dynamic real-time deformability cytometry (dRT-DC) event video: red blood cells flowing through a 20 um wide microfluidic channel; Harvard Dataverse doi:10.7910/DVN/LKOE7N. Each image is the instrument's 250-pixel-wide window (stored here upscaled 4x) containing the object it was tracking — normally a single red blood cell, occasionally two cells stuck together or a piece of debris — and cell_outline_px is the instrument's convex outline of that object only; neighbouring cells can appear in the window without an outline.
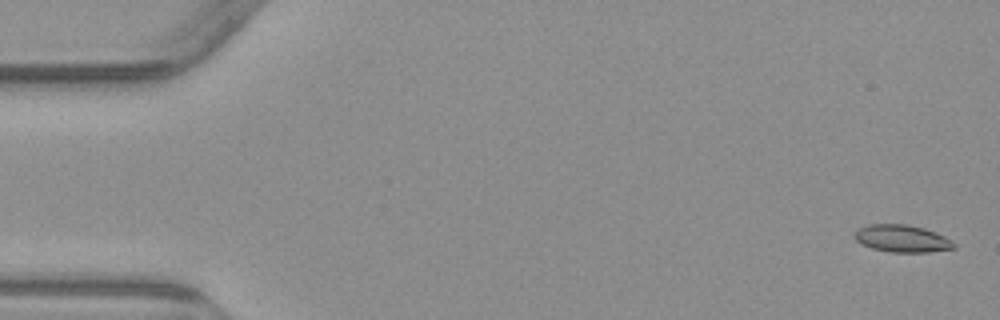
{"species": "common noctule bat (a hibernating species)", "species_latin": "Nyctalus noctula", "temperature_condition": "warm", "stored_images_in_passage": 5, "camera_frame_rate_fps": 3000, "um_per_image_px": 0.085, "animal": {"sex": "male", "body_mass_g": 23.1, "forearm_length_mm": 52.7}, "frame": {"image": 1, "passage_image": 1, "time_ms": 0.0, "image_size_px": [1000, 320], "cell_outline_px": [[956, 248], [928, 252], [892, 252], [872, 248], [860, 244], [856, 240], [856, 232], [860, 228], [868, 224], [904, 224], [924, 228], [944, 236], [952, 240], [956, 244]], "centroid_in_image_um": [76.7, 20.28], "position_along_channel_um": 8.3, "area_um2": 15.66}}
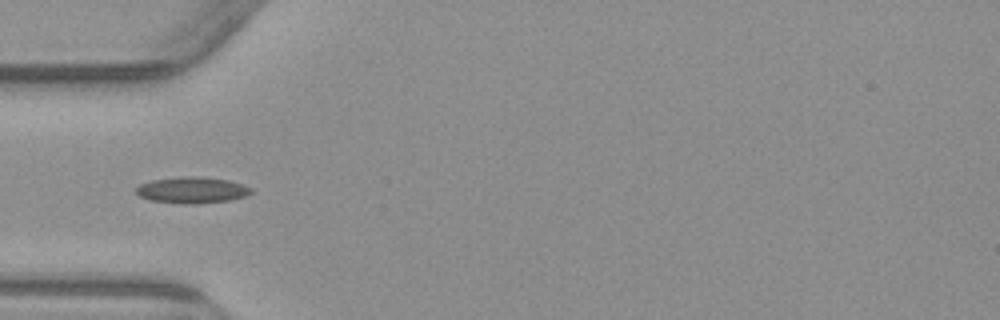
{"frame": {"image": 2, "passage_image": 5, "time_ms": 5.333, "image_size_px": [1000, 320], "cell_outline_px": [[252, 192], [248, 196], [232, 200], [188, 204], [180, 204], [148, 200], [140, 196], [136, 192], [136, 188], [140, 184], [152, 180], [184, 176], [196, 176], [228, 180], [252, 188]], "centroid_in_image_um": [16.32, 16.16], "position_along_channel_um": 68.7, "area_um2": 17.63}}